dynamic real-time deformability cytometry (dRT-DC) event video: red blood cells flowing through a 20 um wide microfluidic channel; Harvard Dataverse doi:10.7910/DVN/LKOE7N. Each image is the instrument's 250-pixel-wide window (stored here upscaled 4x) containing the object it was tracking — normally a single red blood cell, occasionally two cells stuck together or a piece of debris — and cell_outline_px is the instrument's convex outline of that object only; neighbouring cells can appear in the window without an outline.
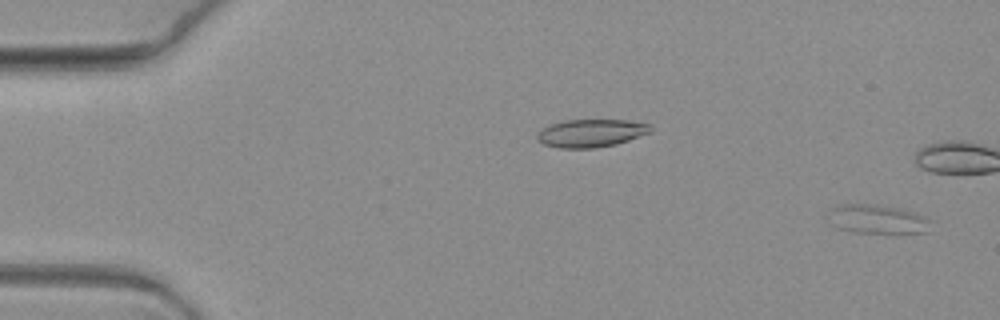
{"species": "common noctule bat (a hibernating species)", "species_latin": "Nyctalus noctula", "temperature_condition": "warm", "stored_images_in_passage": 14, "camera_frame_rate_fps": 3000, "um_per_image_px": 0.085, "animal": {"sex": "female", "body_mass_g": 19.3, "forearm_length_mm": 54.1}, "frame": {"image": 1, "passage_image": 1, "time_ms": 0.0, "image_size_px": [1000, 320], "cell_outline_px": [[932, 220], [924, 232], [896, 236], [856, 232], [836, 228], [824, 216], [836, 204], [876, 204], [904, 208], [924, 216]], "centroid_in_image_um": [74.56, 18.66], "position_along_channel_um": 10.4, "area_um2": 18.44}}
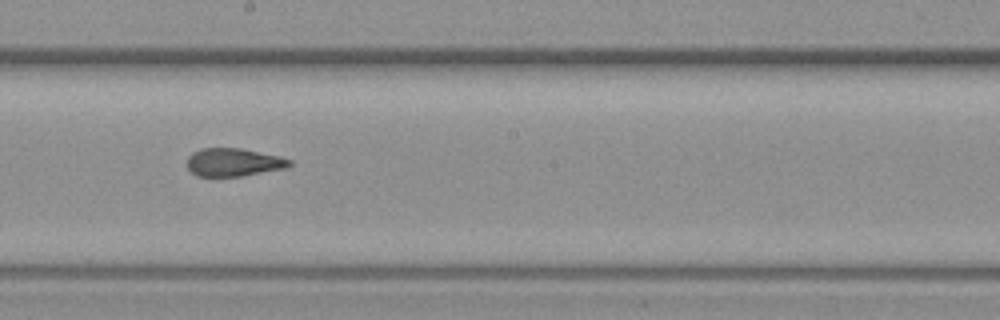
{"frame": {"image": 2, "passage_image": 12, "time_ms": 3.667, "image_size_px": [1000, 320], "cell_outline_px": [[292, 164], [284, 168], [240, 176], [196, 176], [188, 168], [188, 156], [192, 152], [200, 148], [240, 148], [280, 156], [292, 160]], "centroid_in_image_um": [19.83, 13.78], "position_along_channel_um": 228.4, "area_um2": 16.65}}
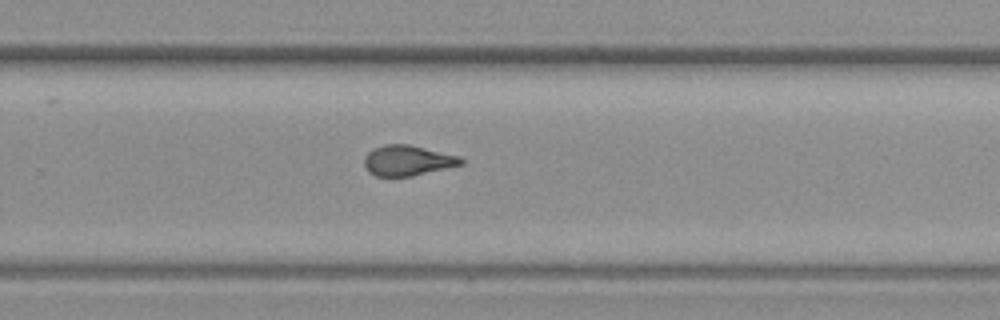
{"frame": {"image": 3, "passage_image": 14, "time_ms": 4.333, "image_size_px": [1000, 320], "cell_outline_px": [[464, 164], [412, 176], [376, 176], [368, 172], [364, 168], [364, 156], [372, 148], [384, 144], [408, 144], [460, 156], [464, 160]], "centroid_in_image_um": [34.62, 13.64], "position_along_channel_um": 295.2, "area_um2": 17.28}}